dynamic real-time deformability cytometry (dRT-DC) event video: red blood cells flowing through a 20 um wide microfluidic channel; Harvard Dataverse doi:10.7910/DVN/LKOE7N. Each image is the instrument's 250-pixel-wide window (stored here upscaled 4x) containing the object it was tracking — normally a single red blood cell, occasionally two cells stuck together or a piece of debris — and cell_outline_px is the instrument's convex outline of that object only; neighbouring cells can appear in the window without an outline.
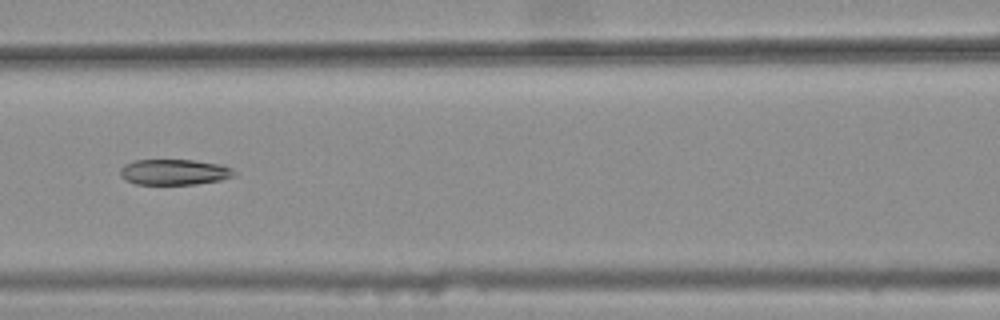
{"species": "common noctule bat (a hibernating species)", "species_latin": "Nyctalus noctula", "temperature_condition": "warm", "stored_images_in_passage": 7, "camera_frame_rate_fps": 3000, "um_per_image_px": 0.085, "animal": {"sex": "female", "body_mass_g": 25.1}, "frame": {"image": 1, "passage_image": 4, "time_ms": 1.0, "image_size_px": [1000, 320], "cell_outline_px": [[236, 176], [220, 180], [196, 184], [136, 184], [124, 180], [120, 176], [120, 168], [124, 164], [136, 160], [196, 160], [220, 164], [232, 168], [236, 172]], "centroid_in_image_um": [14.82, 14.62], "position_along_channel_um": 151.8, "area_um2": 17.22}}
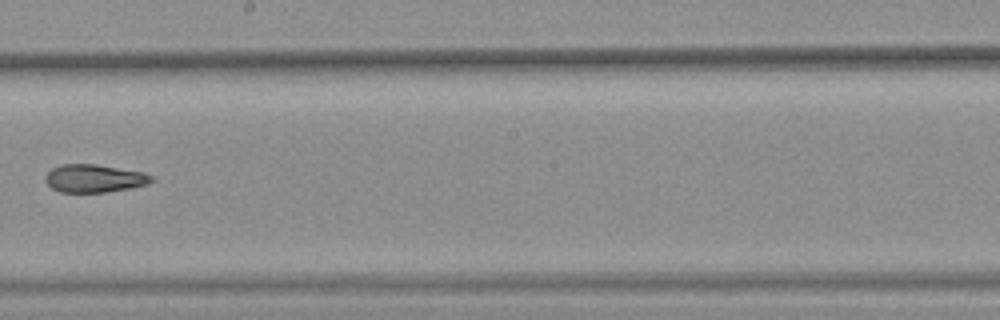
{"frame": {"image": 2, "passage_image": 6, "time_ms": 1.667, "image_size_px": [1000, 320], "cell_outline_px": [[156, 180], [148, 184], [128, 188], [104, 192], [60, 192], [52, 188], [44, 180], [44, 176], [52, 168], [60, 164], [96, 164], [144, 172], [152, 176]], "centroid_in_image_um": [8.01, 15.15], "position_along_channel_um": 240.2, "area_um2": 17.34}}
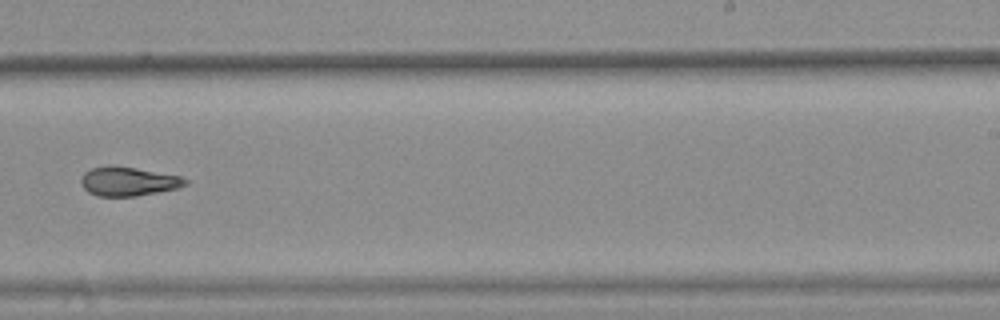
{"frame": {"image": 3, "passage_image": 7, "time_ms": 2.0, "image_size_px": [1000, 320], "cell_outline_px": [[188, 184], [176, 188], [136, 196], [96, 196], [88, 192], [80, 184], [80, 180], [84, 172], [92, 168], [108, 164], [112, 164], [136, 168], [180, 176], [188, 180]], "centroid_in_image_um": [10.85, 15.4], "position_along_channel_um": 278.2, "area_um2": 17.74}}